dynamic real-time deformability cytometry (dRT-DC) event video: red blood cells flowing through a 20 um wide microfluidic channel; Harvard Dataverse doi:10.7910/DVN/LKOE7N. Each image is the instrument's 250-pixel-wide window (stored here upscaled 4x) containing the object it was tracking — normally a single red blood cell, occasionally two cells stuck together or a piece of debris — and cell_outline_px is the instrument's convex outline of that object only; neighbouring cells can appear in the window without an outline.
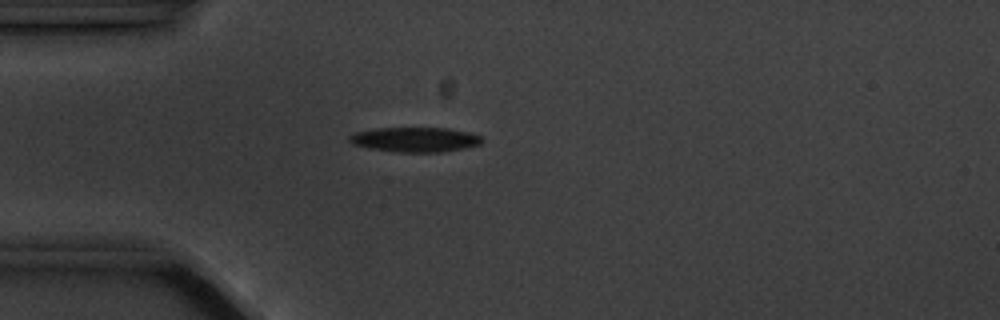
{"species": "common noctule bat (a hibernating species)", "species_latin": "Nyctalus noctula", "temperature_condition": "cold", "stored_images_in_passage": 7, "camera_frame_rate_fps": 3000, "um_per_image_px": 0.085, "animal": {"sex": "male", "body_mass_g": 20.1, "forearm_length_mm": 53.5}, "frame": {"image": 1, "passage_image": 4, "time_ms": 3.333, "image_size_px": [1000, 320], "cell_outline_px": [[484, 140], [480, 144], [464, 148], [444, 152], [400, 152], [368, 148], [352, 144], [348, 140], [348, 136], [352, 132], [376, 128], [448, 128], [468, 132], [480, 136]], "centroid_in_image_um": [35.24, 11.86], "position_along_channel_um": 49.8, "area_um2": 19.25}}